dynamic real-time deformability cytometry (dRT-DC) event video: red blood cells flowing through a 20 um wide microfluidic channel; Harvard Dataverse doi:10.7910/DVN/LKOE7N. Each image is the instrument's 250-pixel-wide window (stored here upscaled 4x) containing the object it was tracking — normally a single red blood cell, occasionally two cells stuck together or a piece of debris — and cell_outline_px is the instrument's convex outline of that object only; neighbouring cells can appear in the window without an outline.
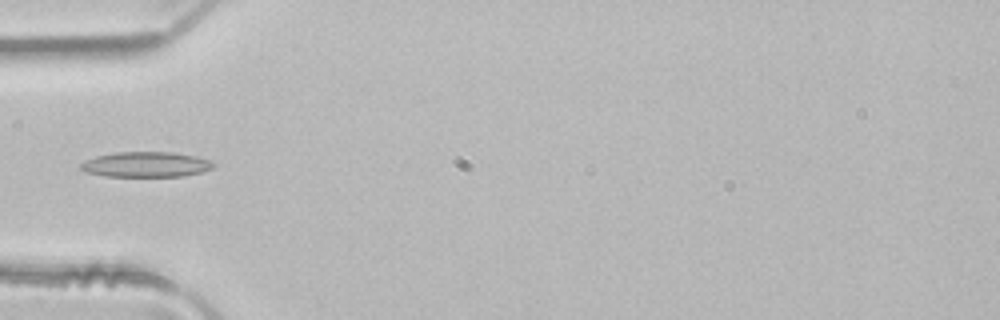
{"species": "common noctule bat (a hibernating species)", "species_latin": "Nyctalus noctula", "temperature_condition": "room temperature", "stored_images_in_passage": 3, "camera_frame_rate_fps": 3000, "um_per_image_px": 0.085, "animal": {"sex": "male", "body_mass_g": 21.5, "forearm_length_mm": 52.0}, "frame": {"image": 1, "passage_image": 3, "time_ms": 0.667, "image_size_px": [1000, 320], "cell_outline_px": [[216, 164], [212, 168], [200, 172], [184, 176], [104, 176], [84, 172], [80, 168], [80, 164], [84, 160], [96, 156], [116, 152], [172, 152], [196, 156], [212, 160]], "centroid_in_image_um": [12.4, 13.97], "position_along_channel_um": 72.6, "area_um2": 19.65}}